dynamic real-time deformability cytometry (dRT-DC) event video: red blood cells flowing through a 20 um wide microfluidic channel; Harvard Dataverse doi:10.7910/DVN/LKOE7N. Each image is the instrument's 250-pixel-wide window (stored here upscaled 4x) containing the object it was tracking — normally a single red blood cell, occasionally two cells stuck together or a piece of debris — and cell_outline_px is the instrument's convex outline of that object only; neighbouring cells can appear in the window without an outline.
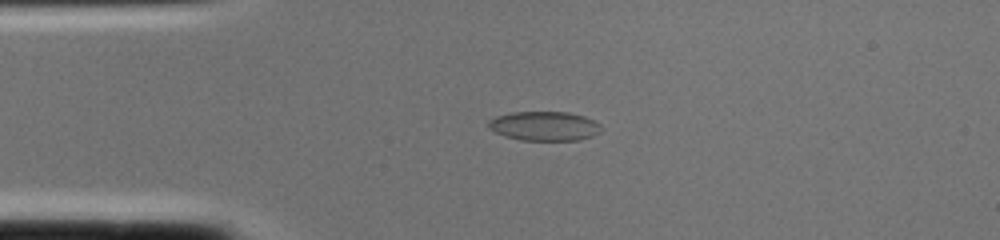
{"species": "common noctule bat (a hibernating species)", "species_latin": "Nyctalus noctula", "temperature_condition": "cold", "stored_images_in_passage": 3, "camera_frame_rate_fps": 3000, "um_per_image_px": 0.085, "animal": {"sex": "female", "body_mass_g": 22.0, "forearm_length_mm": 56.7}, "frame": {"image": 1, "passage_image": 3, "time_ms": 0.667, "image_size_px": [1000, 240], "cell_outline_px": [[600, 132], [592, 136], [580, 140], [520, 140], [504, 136], [488, 128], [488, 120], [496, 116], [512, 112], [568, 112], [584, 116], [600, 124]], "centroid_in_image_um": [46.25, 10.71], "position_along_channel_um": 38.8, "area_um2": 19.25}}